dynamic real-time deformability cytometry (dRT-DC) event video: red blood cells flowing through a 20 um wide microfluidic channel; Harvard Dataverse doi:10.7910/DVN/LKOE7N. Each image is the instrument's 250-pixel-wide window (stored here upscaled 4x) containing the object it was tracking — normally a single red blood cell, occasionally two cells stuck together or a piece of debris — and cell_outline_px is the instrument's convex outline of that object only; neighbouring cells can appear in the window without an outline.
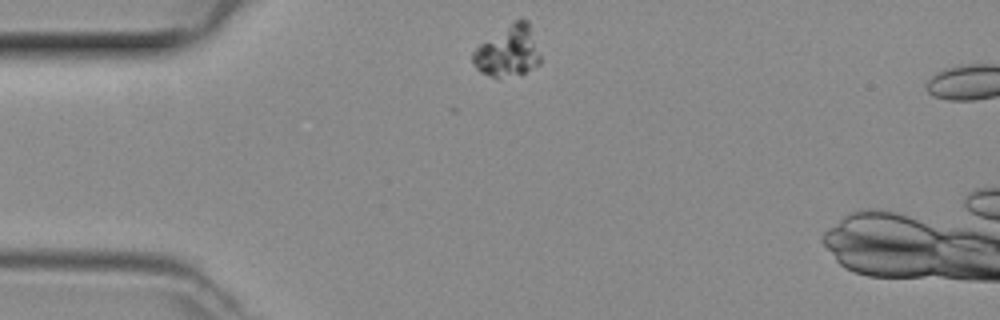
{"species": "common noctule bat (a hibernating species)", "species_latin": "Nyctalus noctula", "temperature_condition": "room temperature", "stored_images_in_passage": 6, "camera_frame_rate_fps": 3000, "um_per_image_px": 0.085, "animal": {"sex": "female", "body_mass_g": 29.2, "forearm_length_mm": 56.3}, "frame": {"image": 1, "passage_image": 1, "time_ms": 0.0, "image_size_px": [1000, 320], "cell_outline_px": [[540, 64], [524, 72], [500, 80], [496, 80], [480, 72], [476, 68], [472, 60], [472, 52], [480, 44], [512, 20], [520, 16], [528, 20], [540, 56]], "centroid_in_image_um": [43.16, 4.36], "position_along_channel_um": 41.8, "area_um2": 20.46}}
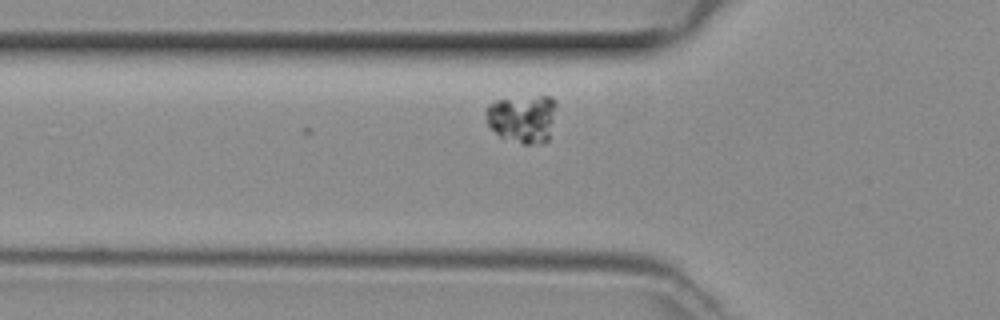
{"frame": {"image": 2, "passage_image": 6, "time_ms": 1.667, "image_size_px": [1000, 320], "cell_outline_px": [[556, 104], [548, 140], [544, 144], [524, 144], [500, 136], [488, 124], [484, 112], [488, 104], [496, 100], [540, 96], [552, 96], [556, 100]], "centroid_in_image_um": [44.41, 10.08], "position_along_channel_um": 81.4, "area_um2": 19.59}}